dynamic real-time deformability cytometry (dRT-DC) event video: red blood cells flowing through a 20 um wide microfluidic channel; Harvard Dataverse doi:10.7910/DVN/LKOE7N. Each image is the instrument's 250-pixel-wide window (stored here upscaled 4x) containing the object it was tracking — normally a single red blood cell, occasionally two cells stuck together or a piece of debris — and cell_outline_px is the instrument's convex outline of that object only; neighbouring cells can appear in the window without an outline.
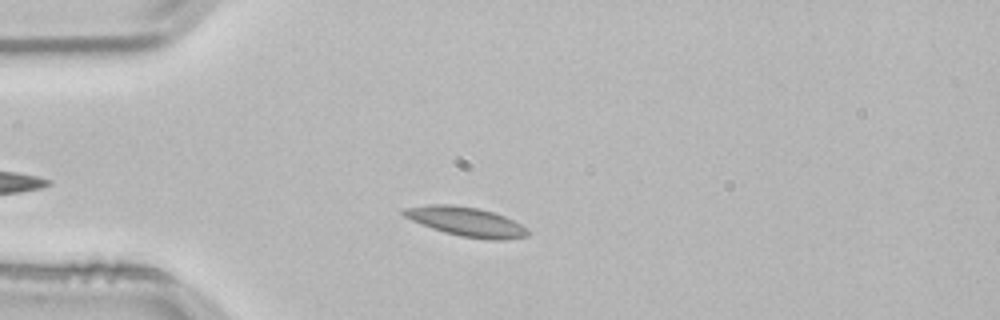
{"species": "common noctule bat (a hibernating species)", "species_latin": "Nyctalus noctula", "temperature_condition": "room temperature", "stored_images_in_passage": 43, "camera_frame_rate_fps": 3000, "um_per_image_px": 0.085, "animal": {"sex": "male", "body_mass_g": 21.5, "forearm_length_mm": 52.0}, "frame": {"image": 1, "passage_image": 8, "time_ms": 2.333, "image_size_px": [1000, 320], "cell_outline_px": [[532, 232], [528, 236], [504, 240], [484, 240], [460, 236], [444, 232], [432, 228], [412, 220], [404, 216], [400, 212], [404, 208], [432, 204], [452, 204], [476, 208], [492, 212], [504, 216], [528, 228]], "centroid_in_image_um": [39.66, 18.86], "position_along_channel_um": 45.3, "area_um2": 21.21}}
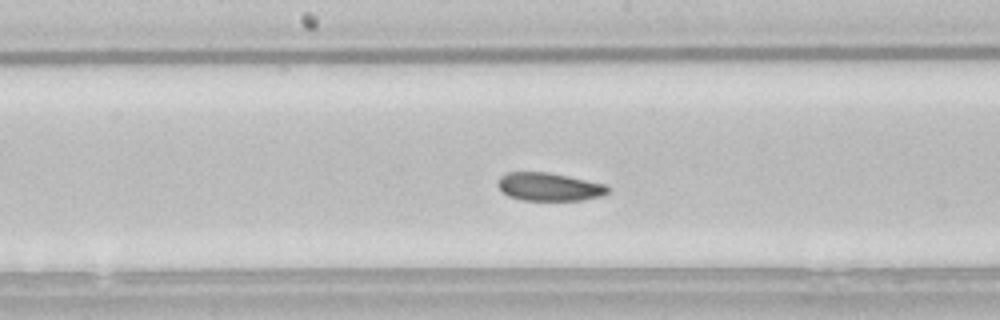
{"frame": {"image": 2, "passage_image": 22, "time_ms": 7.0, "image_size_px": [1000, 320], "cell_outline_px": [[608, 192], [600, 196], [580, 200], [520, 200], [508, 196], [496, 184], [500, 176], [508, 172], [548, 172], [568, 176], [604, 184], [608, 188]], "centroid_in_image_um": [46.62, 15.87], "position_along_channel_um": 201.6, "area_um2": 17.86}}
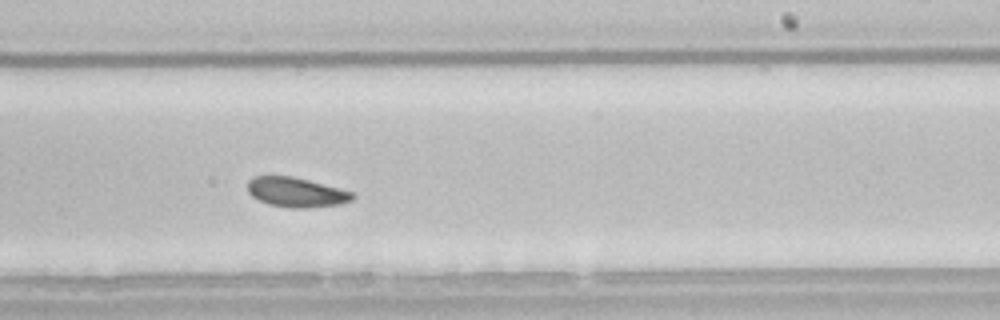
{"frame": {"image": 3, "passage_image": 27, "time_ms": 8.667, "image_size_px": [1000, 320], "cell_outline_px": [[356, 196], [352, 200], [340, 204], [308, 208], [288, 208], [268, 204], [252, 196], [248, 192], [248, 180], [252, 176], [292, 176], [308, 180], [352, 192]], "centroid_in_image_um": [25.16, 16.35], "position_along_channel_um": 263.8, "area_um2": 18.09}, "authors_computed_cell_mechanics": {"area_um2": 19.652, "velocity_mm_per_s": 3.7612, "shape_relaxation_time_tau1_ms": 9.1955, "shape_relaxation_time_tau2_ms": 3.7617, "deformation_change_tau1": 0.1132, "deformation_change_tau2": 0.0951}}